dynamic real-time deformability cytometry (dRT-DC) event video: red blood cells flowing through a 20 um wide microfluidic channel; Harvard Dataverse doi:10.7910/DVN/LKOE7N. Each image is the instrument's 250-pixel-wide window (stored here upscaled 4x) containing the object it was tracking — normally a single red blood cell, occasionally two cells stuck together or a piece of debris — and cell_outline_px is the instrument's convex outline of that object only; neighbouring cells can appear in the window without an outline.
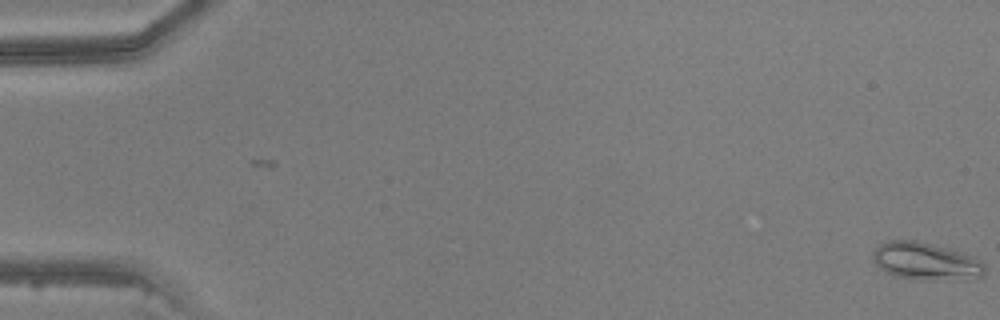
{"species": "common noctule bat (a hibernating species)", "species_latin": "Nyctalus noctula", "temperature_condition": "warm", "stored_images_in_passage": 5, "camera_frame_rate_fps": 3000, "um_per_image_px": 0.085, "animal": {"sex": "male", "body_mass_g": 20.5, "forearm_length_mm": 52.5}, "frame": {"image": 1, "passage_image": 5, "time_ms": 1.333, "image_size_px": [1000, 320], "cell_outline_px": [[984, 276], [964, 280], [916, 280], [892, 276], [884, 272], [872, 260], [872, 252], [880, 244], [888, 240], [916, 240], [948, 248], [976, 256], [984, 264]], "centroid_in_image_um": [78.7, 22.23], "position_along_channel_um": 6.3, "area_um2": 25.09}}